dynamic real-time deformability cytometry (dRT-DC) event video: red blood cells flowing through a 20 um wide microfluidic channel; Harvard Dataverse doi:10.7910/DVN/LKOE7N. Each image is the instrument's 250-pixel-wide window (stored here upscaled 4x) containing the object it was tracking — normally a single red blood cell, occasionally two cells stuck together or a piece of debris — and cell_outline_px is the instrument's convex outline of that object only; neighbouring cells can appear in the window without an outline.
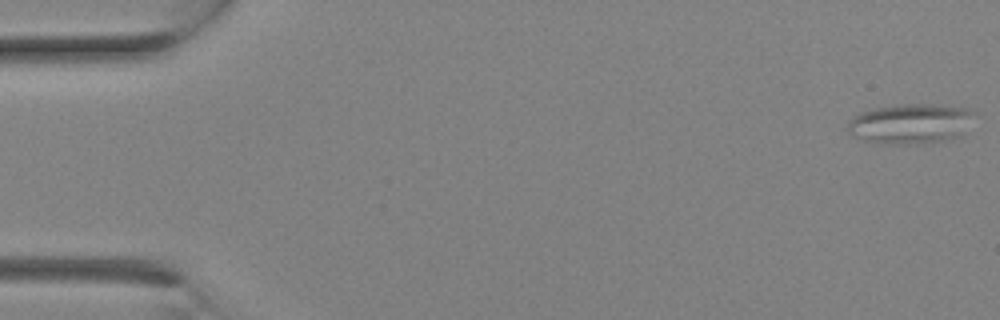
{"species": "Egyptian fruit bat (a non-hibernating species)", "species_latin": "Rousettus aegyptiacus", "temperature_condition": "room temperature", "stored_images_in_passage": 10, "camera_frame_rate_fps": 3000, "um_per_image_px": 0.085, "animal": {"sex": "female"}, "frame": {"image": 1, "passage_image": 1, "time_ms": 0.0, "image_size_px": [1000, 320], "cell_outline_px": [[976, 112], [964, 136], [944, 140], [908, 144], [884, 144], [864, 140], [852, 136], [848, 132], [848, 120], [860, 112], [872, 108], [896, 104], [928, 104], [968, 108]], "centroid_in_image_um": [77.4, 10.51], "position_along_channel_um": 7.6, "area_um2": 29.94}}
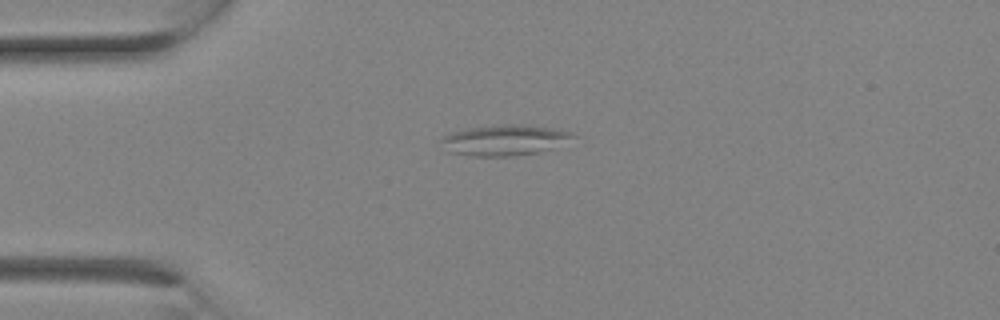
{"frame": {"image": 2, "passage_image": 7, "time_ms": 2.0, "image_size_px": [1000, 320], "cell_outline_px": [[576, 136], [552, 148], [540, 152], [512, 156], [472, 156], [444, 152], [440, 140], [444, 136], [452, 132], [468, 128], [504, 124], [524, 124], [572, 132]], "centroid_in_image_um": [42.81, 11.92], "position_along_channel_um": 42.2, "area_um2": 23.52}}